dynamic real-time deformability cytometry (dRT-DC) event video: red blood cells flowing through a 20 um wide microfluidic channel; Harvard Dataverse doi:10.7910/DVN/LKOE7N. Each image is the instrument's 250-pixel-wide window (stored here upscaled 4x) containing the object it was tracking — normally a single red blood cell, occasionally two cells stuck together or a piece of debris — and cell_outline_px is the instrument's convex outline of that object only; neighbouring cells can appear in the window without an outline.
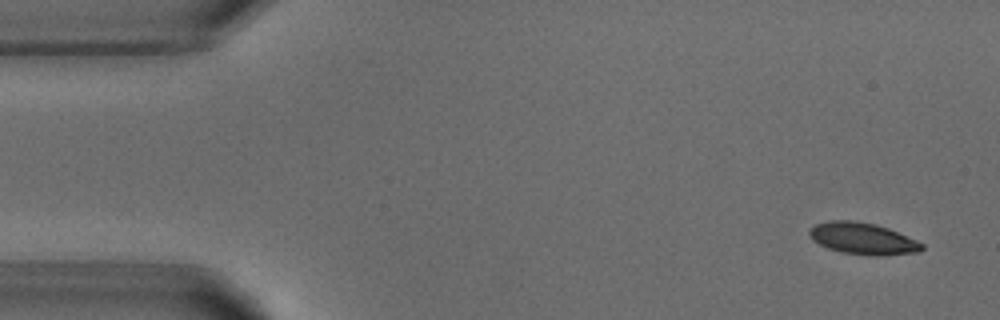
{"species": "common noctule bat (a hibernating species)", "species_latin": "Nyctalus noctula", "temperature_condition": "warm", "stored_images_in_passage": 4, "camera_frame_rate_fps": 3000, "um_per_image_px": 0.085, "animal": {"sex": "male", "body_mass_g": 18.8}, "frame": {"image": 1, "passage_image": 1, "time_ms": 0.0, "image_size_px": [1000, 320], "cell_outline_px": [[924, 248], [920, 252], [880, 256], [872, 256], [840, 252], [828, 248], [812, 240], [808, 232], [816, 224], [828, 220], [856, 220], [876, 224], [888, 228], [916, 240], [924, 244]], "centroid_in_image_um": [73.35, 20.28], "position_along_channel_um": 11.7, "area_um2": 20.92}}